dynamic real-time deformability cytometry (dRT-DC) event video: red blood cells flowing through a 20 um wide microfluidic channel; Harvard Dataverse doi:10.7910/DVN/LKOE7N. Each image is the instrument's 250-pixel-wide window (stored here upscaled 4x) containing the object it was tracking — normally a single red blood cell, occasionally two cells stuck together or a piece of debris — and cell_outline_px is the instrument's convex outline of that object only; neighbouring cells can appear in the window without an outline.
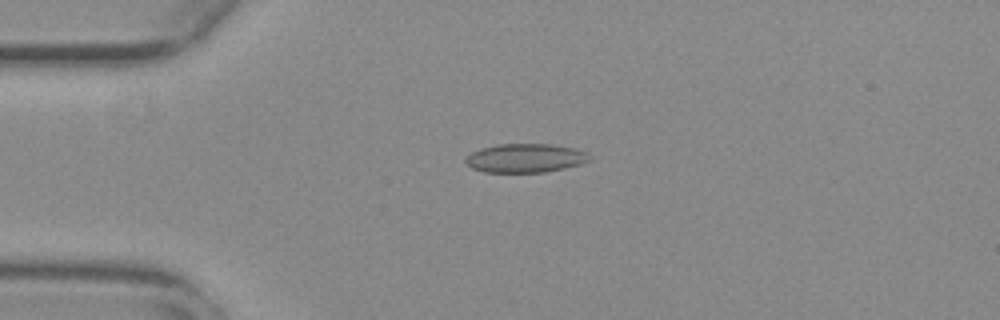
{"species": "common noctule bat (a hibernating species)", "species_latin": "Nyctalus noctula", "temperature_condition": "warm", "stored_images_in_passage": 54, "camera_frame_rate_fps": 3000, "um_per_image_px": 0.085, "animal": {"sex": "female", "body_mass_g": 29.2, "forearm_length_mm": 56.3}, "frame": {"image": 1, "passage_image": 13, "time_ms": 4.0, "image_size_px": [1000, 320], "cell_outline_px": [[588, 160], [580, 164], [564, 168], [544, 172], [484, 172], [472, 168], [464, 160], [472, 152], [480, 148], [496, 144], [552, 144], [576, 148], [588, 152]], "centroid_in_image_um": [44.64, 13.43], "position_along_channel_um": 40.4, "area_um2": 20.75}}
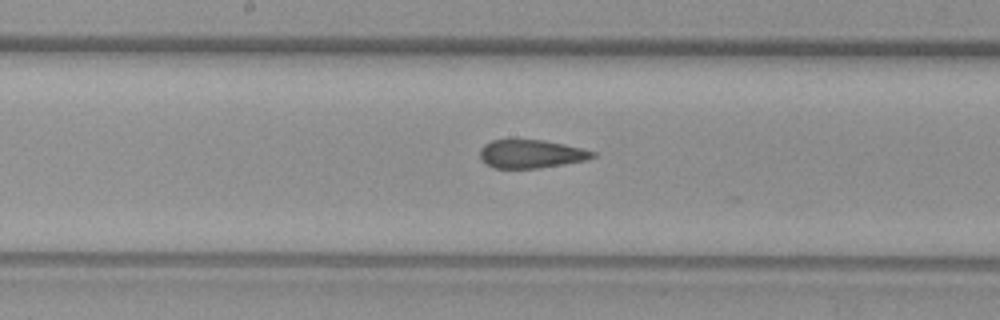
{"frame": {"image": 2, "passage_image": 28, "time_ms": 9.0, "image_size_px": [1000, 320], "cell_outline_px": [[596, 156], [584, 160], [564, 164], [536, 168], [492, 168], [484, 164], [480, 160], [480, 148], [484, 144], [492, 140], [512, 136], [544, 140], [564, 144], [596, 152]], "centroid_in_image_um": [45.04, 13.04], "position_along_channel_um": 203.2, "area_um2": 19.36}}
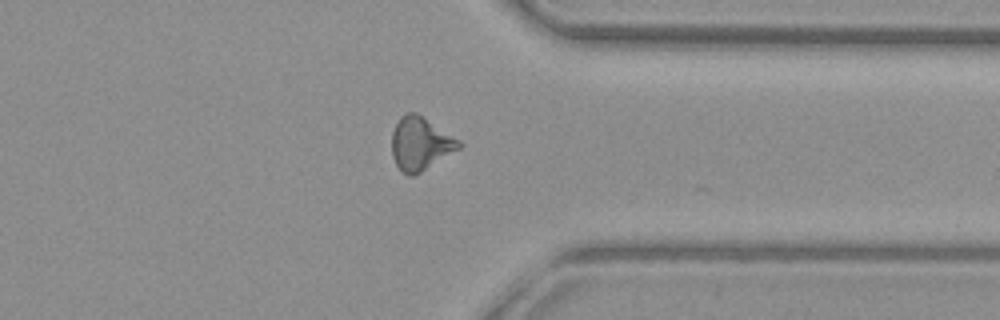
{"frame": {"image": 3, "passage_image": 42, "time_ms": 13.667, "image_size_px": [1000, 320], "cell_outline_px": [[464, 144], [460, 148], [420, 172], [412, 176], [408, 176], [400, 172], [392, 156], [392, 132], [400, 116], [408, 112], [416, 112], [460, 140]], "centroid_in_image_um": [35.72, 12.21], "position_along_channel_um": 375.7, "area_um2": 20.75}, "authors_computed_cell_mechanics": {"area_um2": 20.23, "velocity_mm_per_s": 3.814, "shape_relaxation_time_tau1_ms": null, "shape_relaxation_time_tau2_ms": 1.7913, "deformation_change_tau1": null, "deformation_change_tau2": 0.0915}}